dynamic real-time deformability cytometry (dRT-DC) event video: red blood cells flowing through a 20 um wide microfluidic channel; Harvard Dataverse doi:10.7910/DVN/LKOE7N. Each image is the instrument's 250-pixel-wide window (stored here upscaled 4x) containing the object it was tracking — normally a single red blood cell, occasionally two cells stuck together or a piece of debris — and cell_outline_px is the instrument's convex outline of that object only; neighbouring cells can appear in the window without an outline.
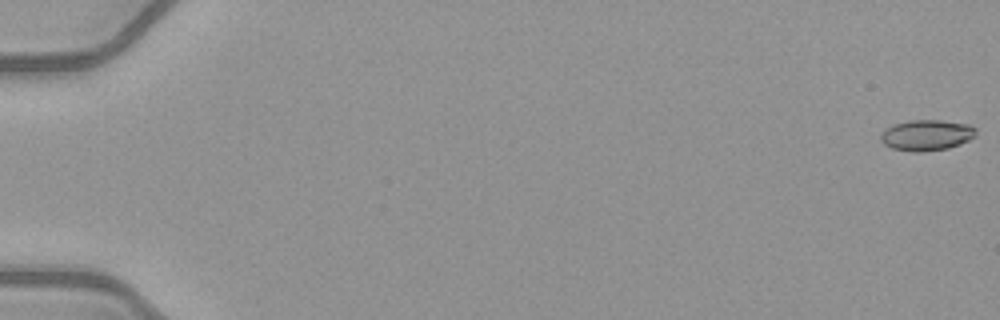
{"species": "common noctule bat (a hibernating species)", "species_latin": "Nyctalus noctula", "temperature_condition": "warm", "stored_images_in_passage": 53, "camera_frame_rate_fps": 3000, "um_per_image_px": 0.085, "animal": {"sex": "female", "body_mass_g": 21.9}, "frame": {"image": 1, "passage_image": 1, "time_ms": 0.0, "image_size_px": [1000, 320], "cell_outline_px": [[976, 136], [960, 144], [948, 148], [920, 152], [912, 152], [892, 148], [884, 144], [880, 140], [880, 136], [884, 128], [892, 124], [912, 120], [940, 120], [968, 124], [976, 128]], "centroid_in_image_um": [78.74, 11.48], "position_along_channel_um": 6.3, "area_um2": 17.22}}
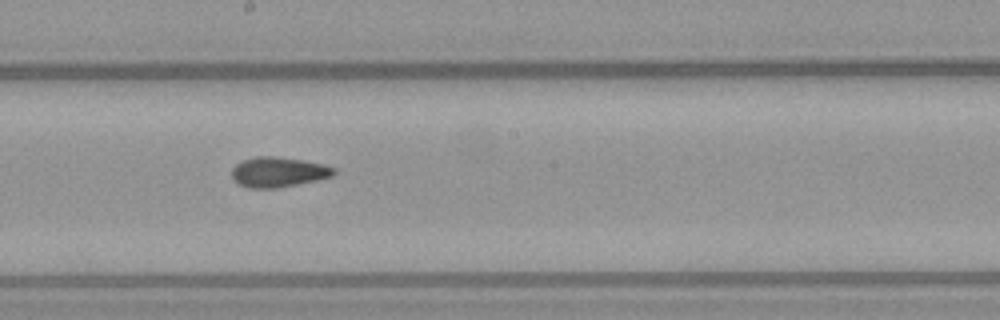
{"frame": {"image": 2, "passage_image": 31, "time_ms": 10.0, "image_size_px": [1000, 320], "cell_outline_px": [[336, 172], [332, 176], [316, 180], [276, 188], [248, 188], [232, 180], [232, 168], [236, 164], [244, 160], [256, 156], [276, 156], [304, 160], [324, 164], [336, 168]], "centroid_in_image_um": [23.65, 14.61], "position_along_channel_um": 224.5, "area_um2": 17.92}}
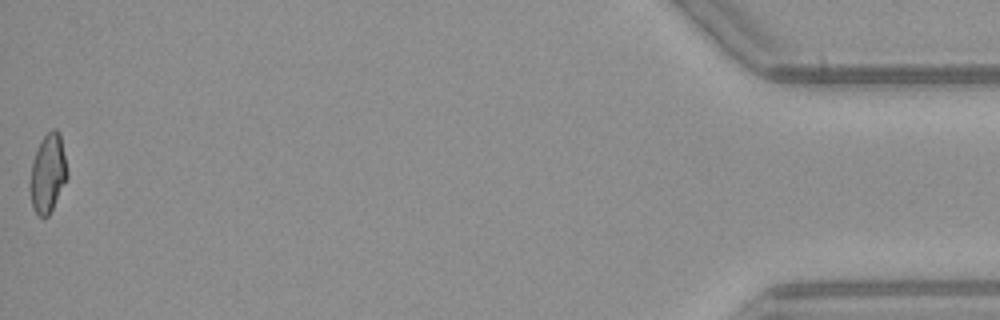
{"frame": {"image": 3, "passage_image": 53, "time_ms": 17.333, "image_size_px": [1000, 320], "cell_outline_px": [[68, 176], [48, 216], [44, 220], [32, 208], [28, 188], [28, 184], [32, 160], [40, 140], [52, 128], [56, 128], [60, 132], [68, 172]], "centroid_in_image_um": [4.03, 14.72], "position_along_channel_um": 431.2, "area_um2": 17.4}, "authors_computed_cell_mechanics": {"area_um2": 17.3978, "velocity_mm_per_s": 4.0845, "shape_relaxation_time_tau1_ms": null, "shape_relaxation_time_tau2_ms": 1.1891, "deformation_change_tau1": null, "deformation_change_tau2": 0.069}}